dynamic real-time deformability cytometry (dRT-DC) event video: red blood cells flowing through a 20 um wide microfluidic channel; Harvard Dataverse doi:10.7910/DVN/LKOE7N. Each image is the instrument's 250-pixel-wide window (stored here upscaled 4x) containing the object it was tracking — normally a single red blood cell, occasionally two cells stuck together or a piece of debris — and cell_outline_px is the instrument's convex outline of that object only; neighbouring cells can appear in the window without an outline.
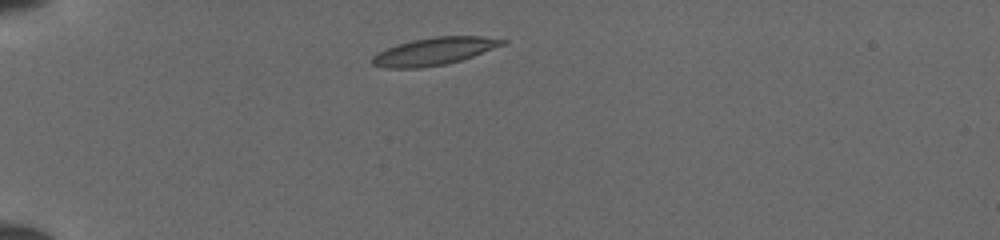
{"species": "common noctule bat (a hibernating species)", "species_latin": "Nyctalus noctula", "temperature_condition": "cold", "stored_images_in_passage": 36, "camera_frame_rate_fps": 3000, "um_per_image_px": 0.085, "animal": {"sex": "female", "body_mass_g": 19.5, "forearm_length_mm": 54.1}, "frame": {"image": 1, "passage_image": 1, "time_ms": 0.0, "image_size_px": [1000, 240], "cell_outline_px": [[508, 40], [504, 44], [472, 56], [448, 64], [420, 68], [384, 68], [372, 64], [372, 56], [396, 44], [412, 40], [436, 36], [480, 36]], "centroid_in_image_um": [36.88, 4.36], "position_along_channel_um": 48.1, "area_um2": 20.69}}
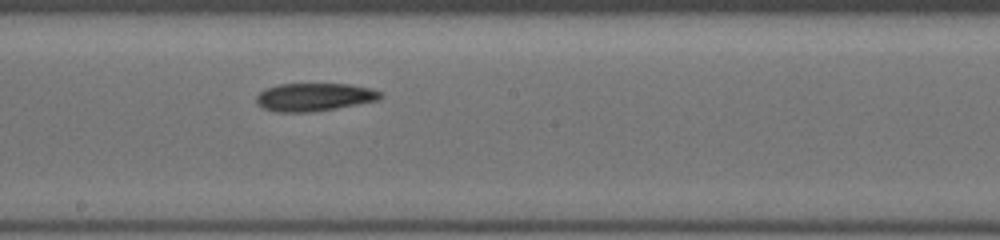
{"frame": {"image": 2, "passage_image": 16, "time_ms": 5.0, "image_size_px": [1000, 240], "cell_outline_px": [[384, 96], [380, 100], [336, 108], [308, 112], [276, 112], [264, 108], [256, 104], [256, 96], [264, 88], [280, 84], [352, 84], [372, 88], [380, 92]], "centroid_in_image_um": [26.72, 8.24], "position_along_channel_um": 221.5, "area_um2": 20.4}}
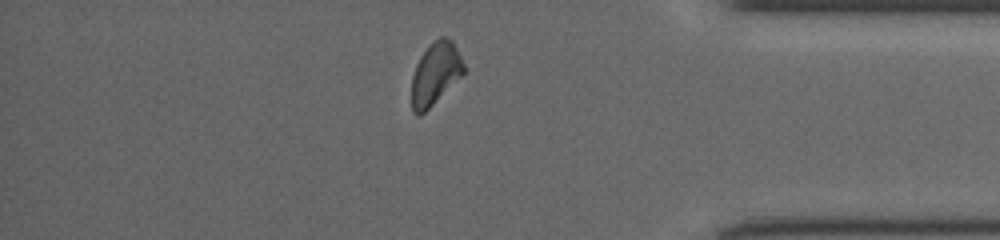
{"frame": {"image": 3, "passage_image": 30, "time_ms": 9.667, "image_size_px": [1000, 240], "cell_outline_px": [[464, 72], [420, 116], [416, 116], [412, 112], [412, 76], [416, 64], [420, 56], [440, 36], [444, 36], [452, 40], [464, 64]], "centroid_in_image_um": [36.98, 6.26], "position_along_channel_um": 398.2, "area_um2": 18.38}}